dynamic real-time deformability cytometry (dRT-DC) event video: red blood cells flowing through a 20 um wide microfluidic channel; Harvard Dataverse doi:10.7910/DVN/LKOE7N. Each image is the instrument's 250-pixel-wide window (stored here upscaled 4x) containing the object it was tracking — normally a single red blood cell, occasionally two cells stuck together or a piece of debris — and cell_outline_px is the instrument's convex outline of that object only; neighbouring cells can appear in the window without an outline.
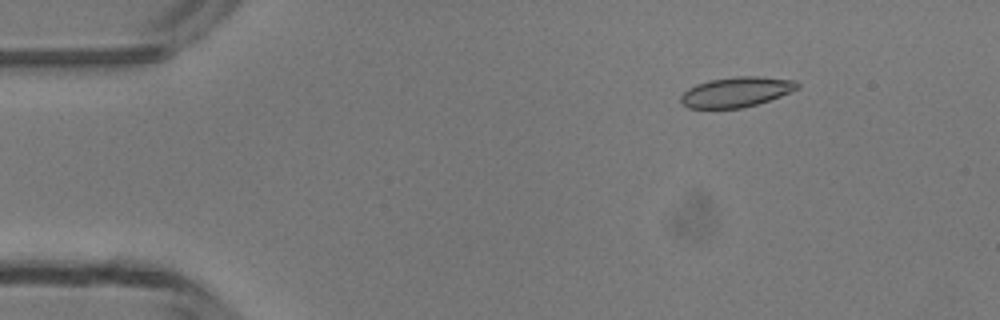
{"species": "common noctule bat (a hibernating species)", "species_latin": "Nyctalus noctula", "temperature_condition": "room temperature", "stored_images_in_passage": 4, "camera_frame_rate_fps": 3000, "um_per_image_px": 0.085, "animal": {"sex": "male", "body_mass_g": 13.3}, "frame": {"image": 1, "passage_image": 2, "time_ms": 1.333, "image_size_px": [1000, 320], "cell_outline_px": [[800, 88], [780, 96], [756, 104], [740, 108], [688, 108], [680, 104], [680, 96], [688, 88], [696, 84], [708, 80], [736, 76], [760, 76], [796, 80], [800, 84]], "centroid_in_image_um": [62.57, 7.81], "position_along_channel_um": 22.4, "area_um2": 20.58}}